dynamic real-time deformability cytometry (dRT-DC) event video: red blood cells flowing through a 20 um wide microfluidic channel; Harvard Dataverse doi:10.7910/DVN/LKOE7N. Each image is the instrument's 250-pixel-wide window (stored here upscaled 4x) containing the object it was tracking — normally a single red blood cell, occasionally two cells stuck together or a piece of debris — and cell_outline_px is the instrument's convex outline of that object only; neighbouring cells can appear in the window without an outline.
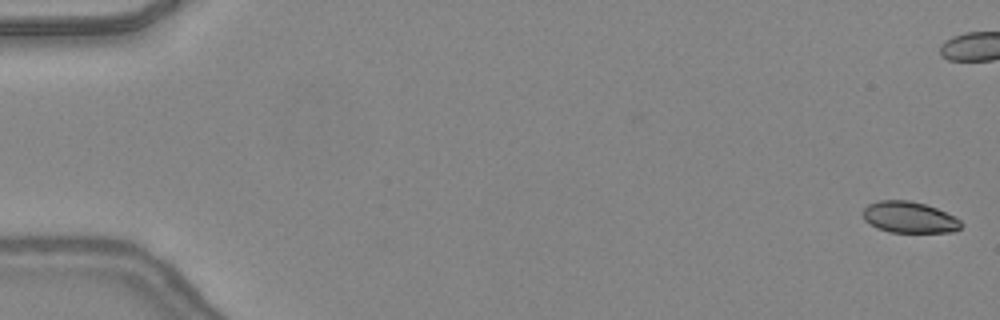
{"species": "common noctule bat (a hibernating species)", "species_latin": "Nyctalus noctula", "temperature_condition": "warm", "stored_images_in_passage": 10, "camera_frame_rate_fps": 3000, "um_per_image_px": 0.085, "animal": {"sex": "female", "body_mass_g": 24.6, "forearm_length_mm": 56.2}, "frame": {"image": 1, "passage_image": 1, "time_ms": 0.0, "image_size_px": [1000, 320], "cell_outline_px": [[960, 228], [952, 232], [888, 232], [876, 228], [864, 220], [864, 208], [868, 204], [880, 200], [908, 200], [924, 204], [936, 208], [956, 216], [960, 220]], "centroid_in_image_um": [77.28, 18.47], "position_along_channel_um": 7.7, "area_um2": 17.86}}